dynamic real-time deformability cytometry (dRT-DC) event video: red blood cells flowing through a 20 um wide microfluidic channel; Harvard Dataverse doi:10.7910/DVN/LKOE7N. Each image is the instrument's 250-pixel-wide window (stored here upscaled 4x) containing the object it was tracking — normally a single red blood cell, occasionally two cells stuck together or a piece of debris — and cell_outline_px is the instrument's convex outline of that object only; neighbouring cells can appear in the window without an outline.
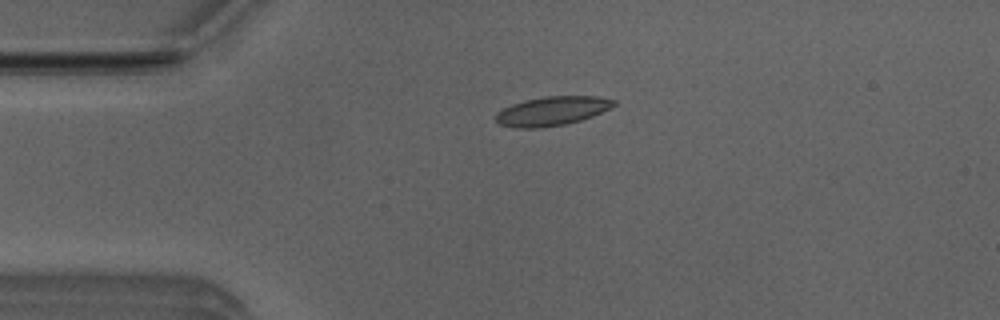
{"species": "Egyptian fruit bat (a non-hibernating species)", "species_latin": "Rousettus aegyptiacus", "temperature_condition": "room temperature", "stored_images_in_passage": 2, "camera_frame_rate_fps": 3000, "um_per_image_px": 0.085, "animal": {"sex": "male"}, "frame": {"image": 1, "passage_image": 1, "time_ms": 0.0, "image_size_px": [1000, 320], "cell_outline_px": [[616, 104], [592, 116], [580, 120], [564, 124], [540, 128], [516, 128], [500, 124], [496, 120], [496, 112], [512, 104], [524, 100], [544, 96], [596, 96], [616, 100]], "centroid_in_image_um": [46.9, 9.43], "position_along_channel_um": 38.1, "area_um2": 19.83}}